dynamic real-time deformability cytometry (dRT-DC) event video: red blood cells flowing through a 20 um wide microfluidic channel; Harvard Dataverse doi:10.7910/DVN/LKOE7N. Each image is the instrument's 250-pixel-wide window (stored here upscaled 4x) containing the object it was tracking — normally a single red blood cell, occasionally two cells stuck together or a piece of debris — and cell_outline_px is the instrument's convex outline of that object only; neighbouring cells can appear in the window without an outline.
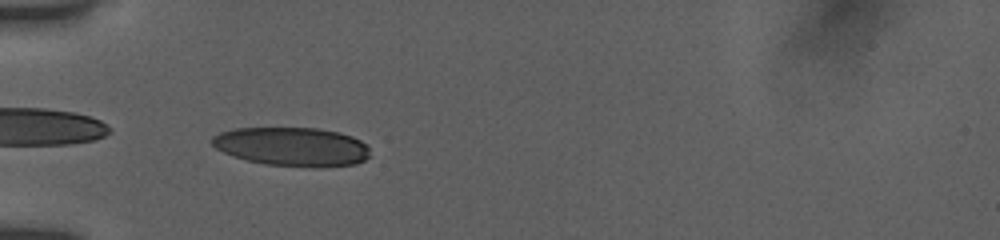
{"species": "human", "species_latin": "Homo sapiens", "temperature_condition": "room temperature", "stored_images_in_passage": 36, "camera_frame_rate_fps": 3000, "um_per_image_px": 0.085, "donor": {"sex": "female"}, "frame": {"image": 1, "passage_image": 1, "time_ms": 0.0, "image_size_px": [1000, 240], "cell_outline_px": [[368, 156], [364, 160], [356, 164], [320, 168], [312, 168], [264, 164], [232, 156], [216, 148], [212, 144], [212, 136], [220, 132], [236, 128], [316, 128], [340, 132], [352, 136], [368, 144]], "centroid_in_image_um": [24.85, 12.47], "position_along_channel_um": 60.1, "area_um2": 36.07}}
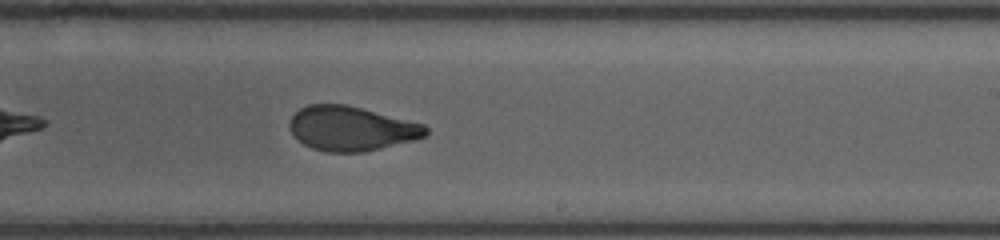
{"frame": {"image": 2, "passage_image": 17, "time_ms": 5.333, "image_size_px": [1000, 240], "cell_outline_px": [[428, 132], [424, 136], [416, 140], [364, 152], [324, 152], [312, 148], [304, 144], [288, 128], [288, 124], [292, 116], [300, 108], [308, 104], [344, 104], [424, 124], [428, 128]], "centroid_in_image_um": [29.85, 10.93], "position_along_channel_um": 259.1, "area_um2": 35.14}}
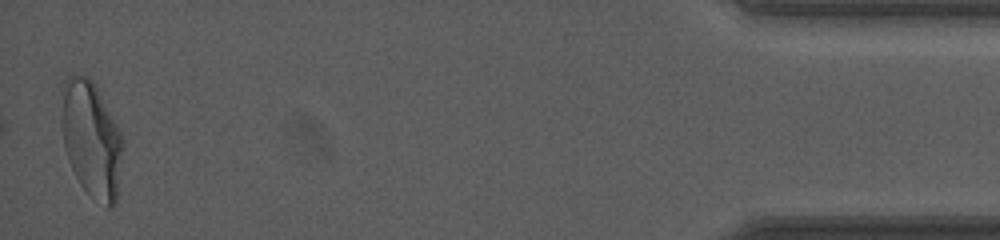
{"frame": {"image": 3, "passage_image": 36, "time_ms": 11.667, "image_size_px": [1000, 240], "cell_outline_px": [[124, 148], [116, 204], [108, 208], [88, 192], [80, 184], [68, 160], [64, 148], [60, 124], [60, 120], [64, 80], [72, 72], [84, 76], [92, 80], [96, 84], [124, 140]], "centroid_in_image_um": [7.76, 11.8], "position_along_channel_um": 427.4, "area_um2": 41.91}, "authors_computed_cell_mechanics": {"area_um2": 36.9053, "velocity_mm_per_s": 3.8917, "shape_relaxation_time_tau1_ms": 7.3772, "shape_relaxation_time_tau2_ms": 1.0066, "deformation_change_tau1": 0.2024, "deformation_change_tau2": 0.0641}}